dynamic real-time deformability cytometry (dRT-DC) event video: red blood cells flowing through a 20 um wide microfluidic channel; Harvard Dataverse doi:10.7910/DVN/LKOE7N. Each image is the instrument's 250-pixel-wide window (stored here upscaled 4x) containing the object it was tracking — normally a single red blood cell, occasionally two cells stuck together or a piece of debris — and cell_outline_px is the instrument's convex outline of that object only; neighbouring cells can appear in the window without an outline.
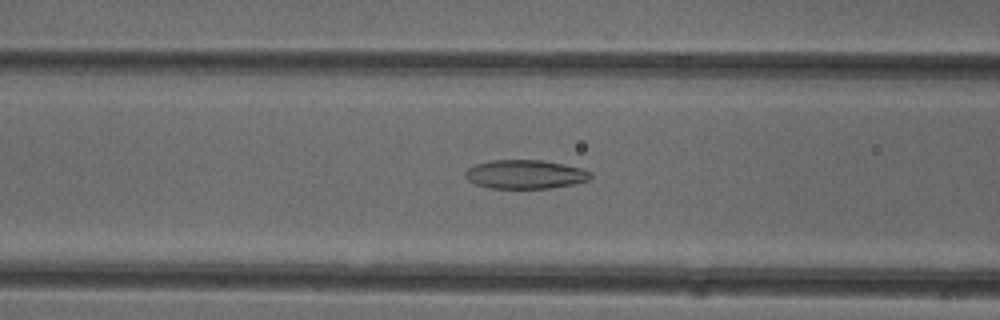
{"species": "common noctule bat (a hibernating species)", "species_latin": "Nyctalus noctula", "temperature_condition": "cold", "stored_images_in_passage": 52, "camera_frame_rate_fps": 3000, "um_per_image_px": 0.085, "animal": {"sex": "female"}, "frame": {"image": 1, "passage_image": 21, "time_ms": 6.667, "image_size_px": [1000, 320], "cell_outline_px": [[592, 176], [588, 180], [572, 184], [548, 188], [492, 188], [476, 184], [468, 180], [464, 176], [464, 172], [468, 168], [476, 164], [492, 160], [540, 160], [564, 164], [580, 168], [592, 172]], "centroid_in_image_um": [44.63, 14.81], "position_along_channel_um": 122.0, "area_um2": 20.92}}
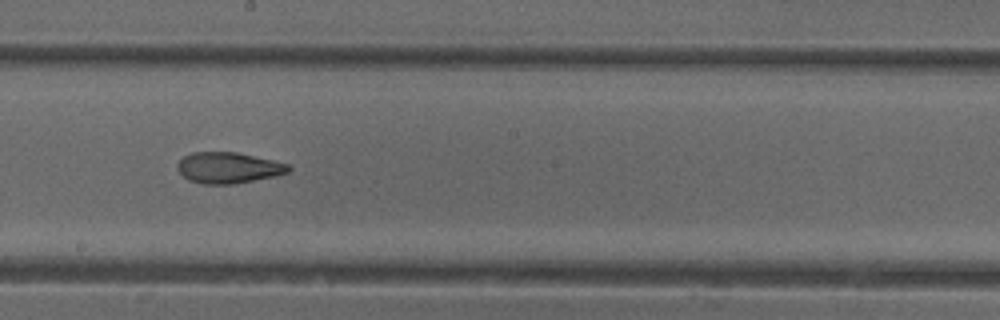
{"frame": {"image": 2, "passage_image": 29, "time_ms": 9.333, "image_size_px": [1000, 320], "cell_outline_px": [[292, 168], [288, 172], [276, 176], [232, 184], [204, 184], [188, 180], [176, 168], [176, 164], [184, 156], [192, 152], [236, 152], [272, 160], [288, 164]], "centroid_in_image_um": [19.39, 14.26], "position_along_channel_um": 228.8, "area_um2": 20.0}}
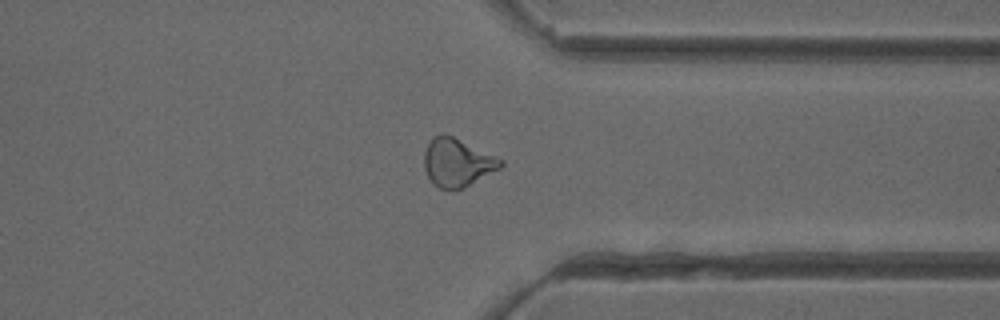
{"frame": {"image": 3, "passage_image": 40, "time_ms": 13.0, "image_size_px": [1000, 320], "cell_outline_px": [[504, 164], [500, 168], [464, 188], [452, 192], [440, 188], [432, 184], [424, 168], [424, 152], [432, 136], [440, 132], [444, 132], [504, 160]], "centroid_in_image_um": [38.84, 13.82], "position_along_channel_um": 372.6, "area_um2": 21.79}, "authors_computed_cell_mechanics": {"area_um2": 21.9929, "velocity_mm_per_s": 3.9945, "shape_relaxation_time_tau1_ms": null, "shape_relaxation_time_tau2_ms": 2.3848, "deformation_change_tau1": null, "deformation_change_tau2": 0.1006}}